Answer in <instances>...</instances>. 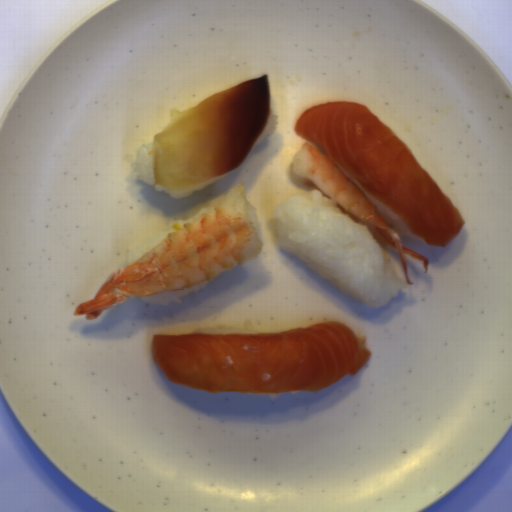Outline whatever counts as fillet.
I'll return each mask as SVG.
<instances>
[{"mask_svg": "<svg viewBox=\"0 0 512 512\" xmlns=\"http://www.w3.org/2000/svg\"><path fill=\"white\" fill-rule=\"evenodd\" d=\"M366 337L339 321L283 333L153 336V362L171 383L208 393H317L371 358Z\"/></svg>", "mask_w": 512, "mask_h": 512, "instance_id": "1", "label": "fillet"}, {"mask_svg": "<svg viewBox=\"0 0 512 512\" xmlns=\"http://www.w3.org/2000/svg\"><path fill=\"white\" fill-rule=\"evenodd\" d=\"M294 134L319 146L409 233L445 247L464 220L396 132L363 104L324 102L294 121Z\"/></svg>", "mask_w": 512, "mask_h": 512, "instance_id": "2", "label": "fillet"}, {"mask_svg": "<svg viewBox=\"0 0 512 512\" xmlns=\"http://www.w3.org/2000/svg\"><path fill=\"white\" fill-rule=\"evenodd\" d=\"M271 115L267 73L220 91L186 110L171 109L153 138L154 183L178 191L238 168Z\"/></svg>", "mask_w": 512, "mask_h": 512, "instance_id": "3", "label": "fillet"}]
</instances>
